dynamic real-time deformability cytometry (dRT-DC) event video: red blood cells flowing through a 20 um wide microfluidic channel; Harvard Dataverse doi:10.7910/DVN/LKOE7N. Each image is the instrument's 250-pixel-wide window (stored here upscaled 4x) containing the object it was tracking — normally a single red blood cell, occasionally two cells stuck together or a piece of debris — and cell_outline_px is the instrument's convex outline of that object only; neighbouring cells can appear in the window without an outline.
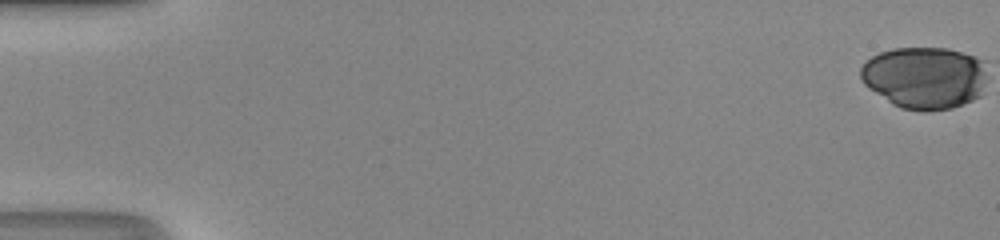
{"species": "human", "species_latin": "Homo sapiens", "temperature_condition": "room temperature", "stored_images_in_passage": 51, "camera_frame_rate_fps": 3000, "um_per_image_px": 0.085, "donor": {"sex": "male"}, "frame": {"image": 1, "passage_image": 1, "time_ms": 0.0, "image_size_px": [1000, 240], "cell_outline_px": [[984, 76], [980, 96], [972, 100], [952, 108], [928, 112], [924, 112], [900, 108], [892, 104], [868, 88], [864, 84], [860, 76], [860, 68], [872, 56], [880, 52], [892, 48], [948, 48], [984, 60]], "centroid_in_image_um": [78.56, 6.61], "position_along_channel_um": 6.4, "area_um2": 45.84}}
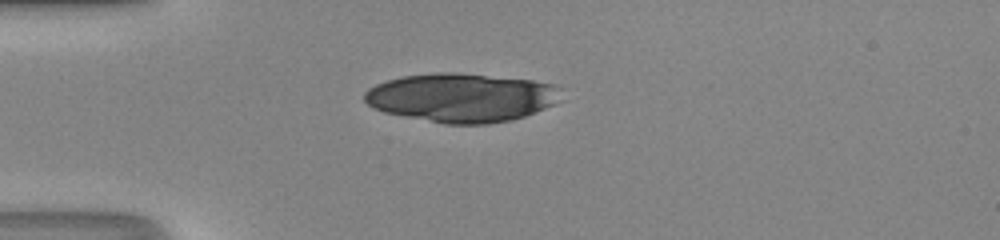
{"frame": {"image": 2, "passage_image": 16, "time_ms": 5.0, "image_size_px": [1000, 240], "cell_outline_px": [[560, 100], [544, 108], [524, 116], [508, 120], [484, 124], [448, 124], [384, 112], [368, 104], [364, 100], [364, 92], [368, 88], [376, 84], [400, 76], [436, 72], [456, 72], [532, 80], [556, 84], [560, 88]], "centroid_in_image_um": [39.22, 8.27], "position_along_channel_um": 45.8, "area_um2": 55.72}}